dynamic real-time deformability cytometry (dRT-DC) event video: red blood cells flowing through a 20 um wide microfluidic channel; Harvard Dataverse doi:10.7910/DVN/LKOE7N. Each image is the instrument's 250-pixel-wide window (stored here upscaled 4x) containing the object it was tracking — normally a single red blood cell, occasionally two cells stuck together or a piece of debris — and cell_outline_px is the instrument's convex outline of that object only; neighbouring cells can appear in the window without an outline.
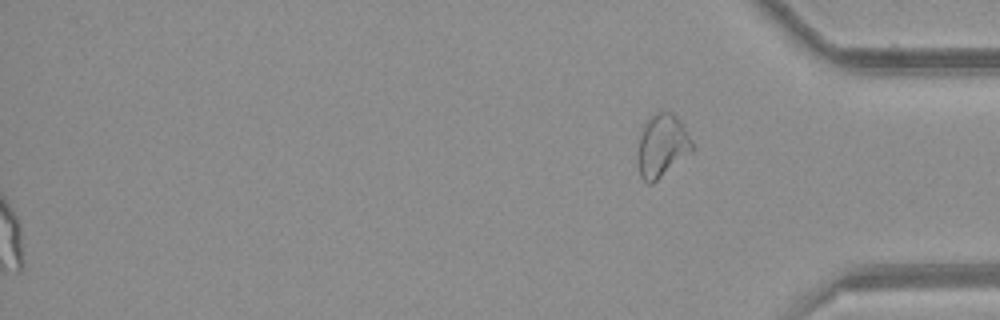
{"species": "common noctule bat (a hibernating species)", "species_latin": "Nyctalus noctula", "temperature_condition": "room temperature", "stored_images_in_passage": 53, "segment_of_instrument_passage": [2, 2], "camera_frame_rate_fps": 3000, "um_per_image_px": 0.085, "animal": {"sex": "female", "body_mass_g": 21.9}, "frame": {"image": 1, "passage_image": 53, "time_ms": 17.333, "image_size_px": [1000, 320], "cell_outline_px": [[696, 148], [692, 152], [652, 184], [648, 184], [640, 176], [640, 136], [644, 124], [648, 116], [656, 112], [672, 112], [676, 116], [692, 140]], "centroid_in_image_um": [56.32, 12.37], "position_along_channel_um": 378.9, "area_um2": 19.59}}